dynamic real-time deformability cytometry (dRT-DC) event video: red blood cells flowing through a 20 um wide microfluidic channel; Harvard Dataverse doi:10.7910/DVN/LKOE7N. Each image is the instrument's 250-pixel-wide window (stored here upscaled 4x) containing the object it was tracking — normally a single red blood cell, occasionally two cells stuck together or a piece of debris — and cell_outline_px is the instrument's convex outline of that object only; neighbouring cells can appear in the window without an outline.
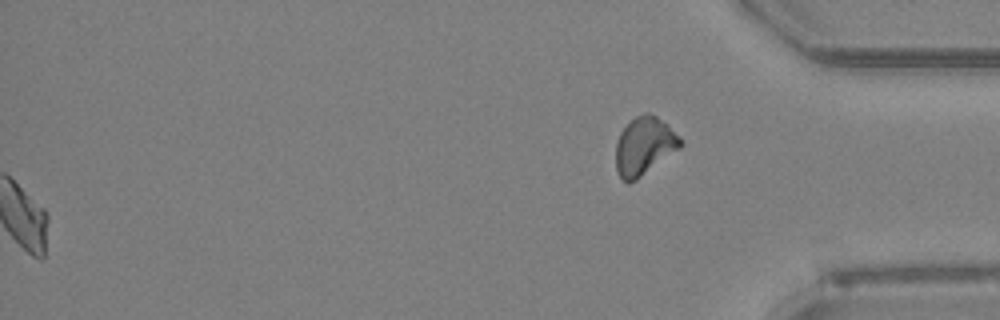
{"species": "Egyptian fruit bat (a non-hibernating species)", "species_latin": "Rousettus aegyptiacus", "temperature_condition": "room temperature", "stored_images_in_passage": 52, "segment_of_instrument_passage": [2, 2], "camera_frame_rate_fps": 3000, "um_per_image_px": 0.085, "animal": {"sex": "female"}, "frame": {"image": 1, "passage_image": 52, "time_ms": 17.0, "image_size_px": [1000, 320], "cell_outline_px": [[684, 144], [680, 148], [636, 180], [628, 184], [616, 172], [616, 144], [620, 132], [636, 116], [644, 112], [648, 112], [656, 116], [668, 124], [684, 140]], "centroid_in_image_um": [54.79, 12.41], "position_along_channel_um": 380.4, "area_um2": 21.91}}